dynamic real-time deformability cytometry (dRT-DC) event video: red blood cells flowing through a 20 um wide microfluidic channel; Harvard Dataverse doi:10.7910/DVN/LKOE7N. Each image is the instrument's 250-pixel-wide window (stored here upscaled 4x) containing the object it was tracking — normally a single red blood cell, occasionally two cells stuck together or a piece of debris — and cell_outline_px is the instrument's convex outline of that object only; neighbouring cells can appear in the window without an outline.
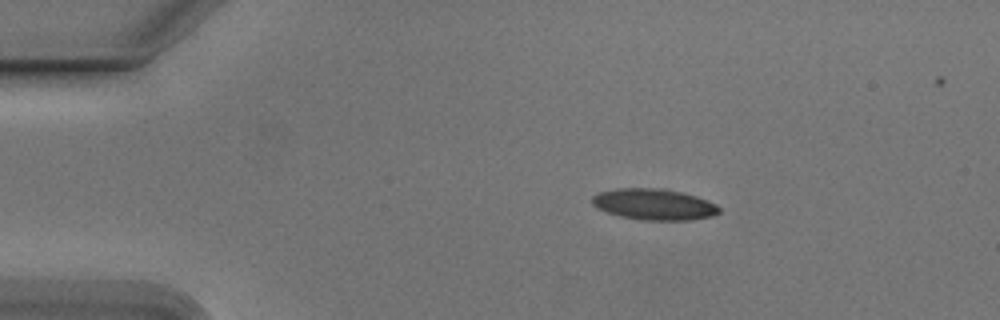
{"species": "Egyptian fruit bat (a non-hibernating species)", "species_latin": "Rousettus aegyptiacus", "temperature_condition": "cold", "stored_images_in_passage": 43, "camera_frame_rate_fps": 3000, "um_per_image_px": 0.085, "animal": {"sex": "male"}, "frame": {"image": 1, "passage_image": 1, "time_ms": 0.0, "image_size_px": [1000, 320], "cell_outline_px": [[720, 212], [712, 216], [688, 220], [644, 220], [620, 216], [596, 208], [592, 204], [592, 196], [600, 192], [616, 188], [668, 188], [696, 196], [716, 204], [720, 208]], "centroid_in_image_um": [55.59, 17.36], "position_along_channel_um": 29.4, "area_um2": 23.12}}
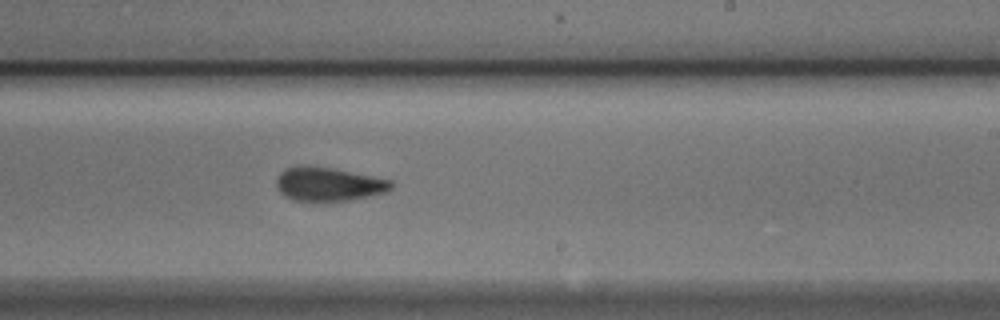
{"frame": {"image": 2, "passage_image": 24, "time_ms": 7.667, "image_size_px": [1000, 320], "cell_outline_px": [[392, 188], [388, 192], [372, 196], [352, 200], [324, 204], [292, 200], [284, 196], [276, 188], [276, 180], [280, 172], [284, 168], [332, 168], [392, 180]], "centroid_in_image_um": [27.95, 15.74], "position_along_channel_um": 261.1, "area_um2": 22.95}}
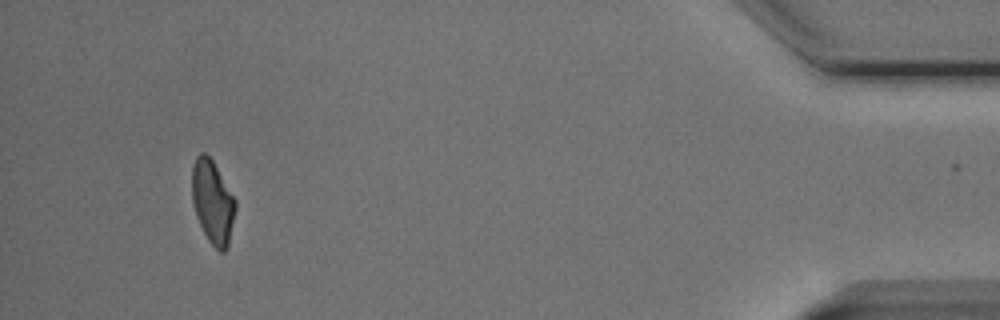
{"frame": {"image": 3, "passage_image": 42, "time_ms": 13.667, "image_size_px": [1000, 320], "cell_outline_px": [[236, 208], [228, 248], [224, 252], [220, 252], [208, 240], [196, 216], [192, 200], [192, 168], [196, 156], [200, 152], [204, 152], [212, 160], [236, 200]], "centroid_in_image_um": [18.08, 17.18], "position_along_channel_um": 417.1, "area_um2": 21.04}, "authors_computed_cell_mechanics": {"area_um2": 23.0044, "velocity_mm_per_s": 3.7839, "shape_relaxation_time_tau1_ms": 4.1616, "shape_relaxation_time_tau2_ms": 2.4034, "deformation_change_tau1": 0.1375, "deformation_change_tau2": 0.081}}